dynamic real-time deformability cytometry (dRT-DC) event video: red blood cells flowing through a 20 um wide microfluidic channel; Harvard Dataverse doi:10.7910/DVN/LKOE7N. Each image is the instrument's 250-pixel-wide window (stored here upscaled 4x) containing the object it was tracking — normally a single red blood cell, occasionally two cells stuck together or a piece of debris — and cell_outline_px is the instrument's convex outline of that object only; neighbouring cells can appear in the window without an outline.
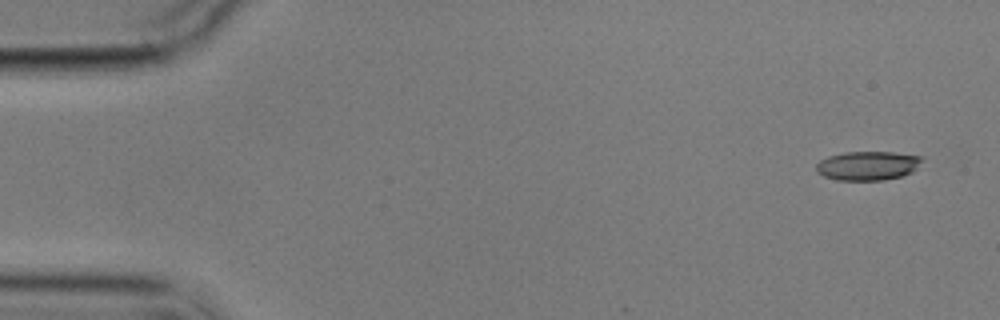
{"species": "common noctule bat (a hibernating species)", "species_latin": "Nyctalus noctula", "temperature_condition": "cold", "stored_images_in_passage": 4, "camera_frame_rate_fps": 3000, "um_per_image_px": 0.085, "animal": {"sex": "male", "body_mass_g": 17.9}, "frame": {"image": 1, "passage_image": 1, "time_ms": 0.0, "image_size_px": [1000, 320], "cell_outline_px": [[924, 160], [912, 172], [900, 176], [884, 180], [836, 180], [824, 176], [816, 172], [816, 164], [820, 160], [828, 156], [844, 152], [892, 152], [924, 156]], "centroid_in_image_um": [73.76, 14.08], "position_along_channel_um": 11.2, "area_um2": 18.03}}